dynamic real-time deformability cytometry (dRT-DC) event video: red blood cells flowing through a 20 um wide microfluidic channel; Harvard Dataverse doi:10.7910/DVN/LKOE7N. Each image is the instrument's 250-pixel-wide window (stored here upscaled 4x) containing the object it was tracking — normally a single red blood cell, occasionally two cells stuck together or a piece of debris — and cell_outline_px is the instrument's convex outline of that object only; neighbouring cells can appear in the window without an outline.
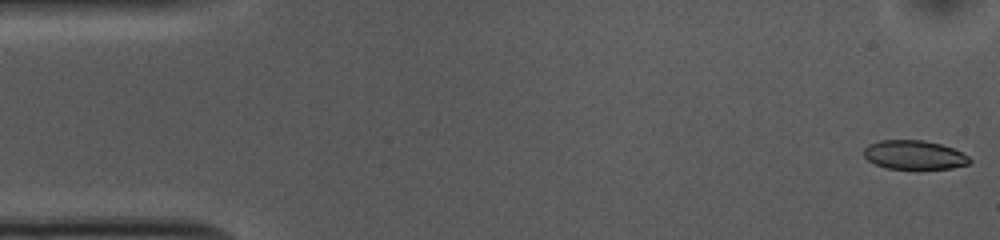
{"species": "common noctule bat (a hibernating species)", "species_latin": "Nyctalus noctula", "temperature_condition": "cold", "stored_images_in_passage": 52, "camera_frame_rate_fps": 3000, "um_per_image_px": 0.085, "animal": {"sex": "female", "body_mass_g": 10.0, "forearm_length_mm": 53.1}, "frame": {"image": 1, "passage_image": 1, "time_ms": 0.0, "image_size_px": [1000, 240], "cell_outline_px": [[972, 160], [968, 164], [952, 168], [888, 168], [876, 164], [868, 160], [864, 156], [864, 148], [868, 144], [880, 140], [924, 140], [940, 144], [952, 148], [968, 156]], "centroid_in_image_um": [77.69, 13.15], "position_along_channel_um": 7.3, "area_um2": 17.63}}
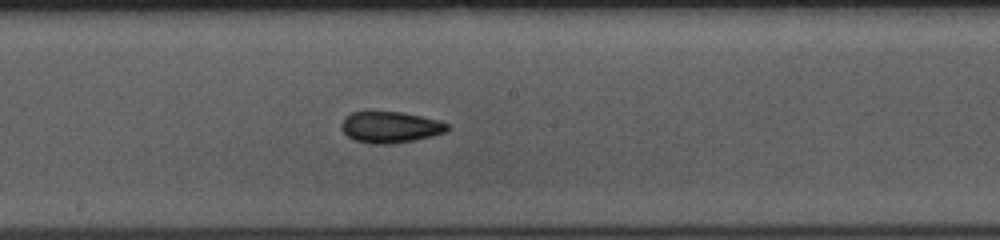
{"frame": {"image": 2, "passage_image": 27, "time_ms": 8.667, "image_size_px": [1000, 240], "cell_outline_px": [[448, 132], [416, 140], [388, 144], [372, 144], [352, 140], [340, 128], [340, 124], [352, 112], [400, 112], [440, 120], [448, 124]], "centroid_in_image_um": [33.19, 10.82], "position_along_channel_um": 215.0, "area_um2": 19.31}}
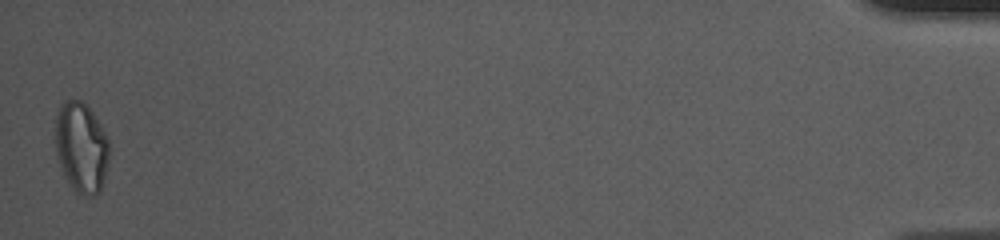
{"frame": {"image": 3, "passage_image": 52, "time_ms": 17.0, "image_size_px": [1000, 240], "cell_outline_px": [[108, 164], [100, 192], [96, 196], [84, 196], [76, 192], [64, 176], [56, 152], [56, 112], [60, 104], [68, 100], [80, 100], [92, 112], [100, 124], [108, 140]], "centroid_in_image_um": [6.91, 12.55], "position_along_channel_um": 428.3, "area_um2": 28.21}, "authors_computed_cell_mechanics": {"area_um2": 19.5364, "velocity_mm_per_s": 3.7378, "shape_relaxation_time_tau1_ms": 3.7948, "shape_relaxation_time_tau2_ms": 4.438, "deformation_change_tau1": 0.0929, "deformation_change_tau2": 0.0885}}